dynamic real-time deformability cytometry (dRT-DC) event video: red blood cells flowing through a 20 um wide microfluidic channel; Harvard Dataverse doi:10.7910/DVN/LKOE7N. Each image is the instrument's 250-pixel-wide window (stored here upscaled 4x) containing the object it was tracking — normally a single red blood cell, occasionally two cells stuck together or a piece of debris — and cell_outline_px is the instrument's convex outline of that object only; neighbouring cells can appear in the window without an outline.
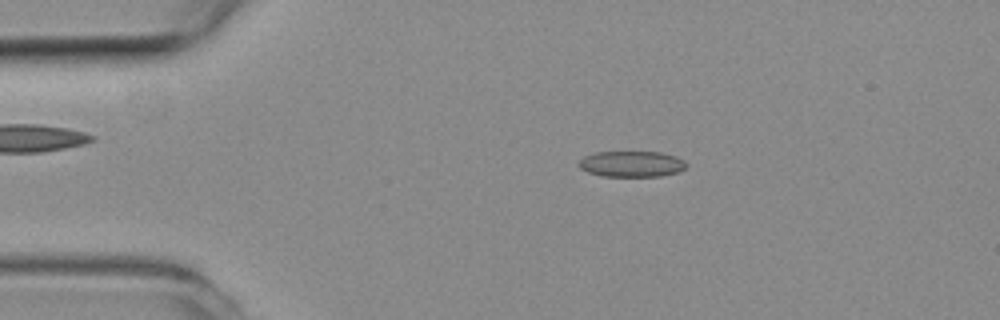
{"species": "common noctule bat (a hibernating species)", "species_latin": "Nyctalus noctula", "temperature_condition": "room temperature", "stored_images_in_passage": 50, "camera_frame_rate_fps": 3000, "um_per_image_px": 0.085, "animal": {"sex": "female", "body_mass_g": 19.3, "forearm_length_mm": 54.1}, "frame": {"image": 1, "passage_image": 9, "time_ms": 2.667, "image_size_px": [1000, 320], "cell_outline_px": [[688, 164], [680, 172], [660, 176], [604, 176], [588, 172], [580, 168], [580, 160], [584, 156], [596, 152], [660, 152], [676, 156], [684, 160]], "centroid_in_image_um": [53.73, 13.93], "position_along_channel_um": 31.3, "area_um2": 16.18}}
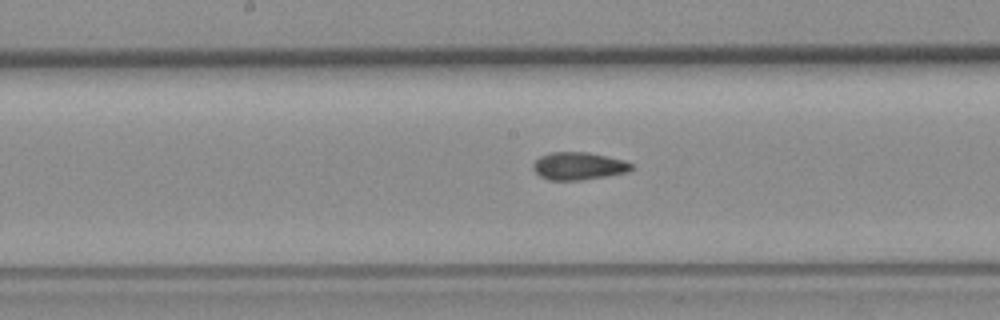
{"frame": {"image": 2, "passage_image": 25, "time_ms": 8.0, "image_size_px": [1000, 320], "cell_outline_px": [[636, 168], [628, 172], [608, 176], [580, 180], [548, 180], [540, 176], [532, 168], [532, 164], [540, 156], [552, 152], [588, 152], [608, 156], [624, 160], [632, 164]], "centroid_in_image_um": [49.21, 14.11], "position_along_channel_um": 199.0, "area_um2": 16.01}}
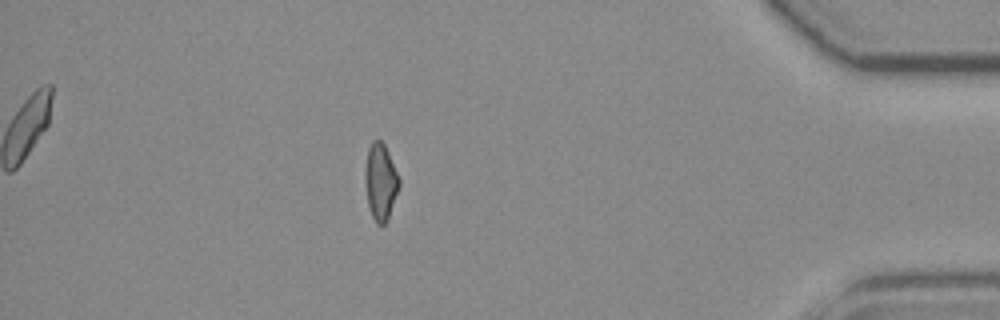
{"frame": {"image": 3, "passage_image": 44, "time_ms": 14.333, "image_size_px": [1000, 320], "cell_outline_px": [[400, 184], [388, 220], [384, 224], [376, 224], [368, 208], [364, 180], [364, 172], [368, 148], [372, 140], [380, 140], [384, 144], [388, 152], [400, 180]], "centroid_in_image_um": [32.32, 15.47], "position_along_channel_um": 402.9, "area_um2": 15.32}, "authors_computed_cell_mechanics": {"area_um2": 15.7216, "velocity_mm_per_s": 3.9899, "shape_relaxation_time_tau1_ms": null, "shape_relaxation_time_tau2_ms": 2.1144, "deformation_change_tau1": null, "deformation_change_tau2": 0.0892}}